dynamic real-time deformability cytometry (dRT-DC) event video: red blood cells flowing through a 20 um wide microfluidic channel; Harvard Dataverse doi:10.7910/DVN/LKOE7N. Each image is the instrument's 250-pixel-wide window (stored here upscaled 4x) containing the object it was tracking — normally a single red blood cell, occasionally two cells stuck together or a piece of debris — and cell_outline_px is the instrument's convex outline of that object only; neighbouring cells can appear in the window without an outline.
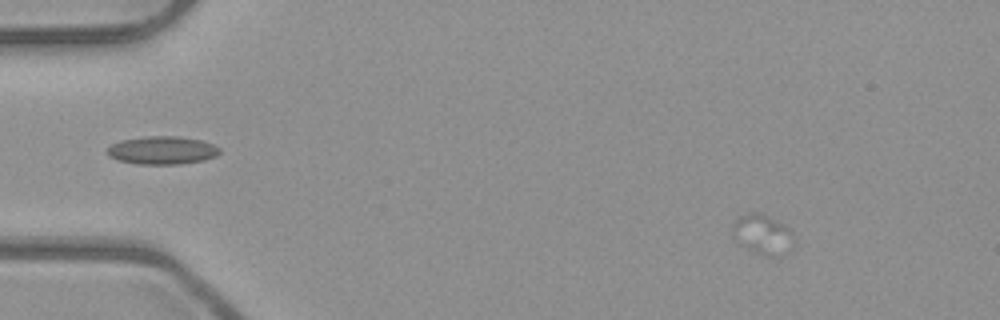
{"species": "common noctule bat (a hibernating species)", "species_latin": "Nyctalus noctula", "temperature_condition": "room temperature", "stored_images_in_passage": 5, "segment_of_instrument_passage": [1, 2], "camera_frame_rate_fps": 3000, "um_per_image_px": 0.085, "animal": {"sex": "male", "body_mass_g": 23.1, "forearm_length_mm": 52.7}, "frame": {"image": 1, "passage_image": 2, "time_ms": 0.333, "image_size_px": [1000, 320], "cell_outline_px": [[796, 244], [792, 248], [768, 256], [756, 252], [740, 244], [736, 240], [732, 228], [732, 224], [740, 216], [752, 212], [760, 212], [784, 224], [792, 232]], "centroid_in_image_um": [64.84, 19.88], "position_along_channel_um": 20.2, "area_um2": 13.87}}
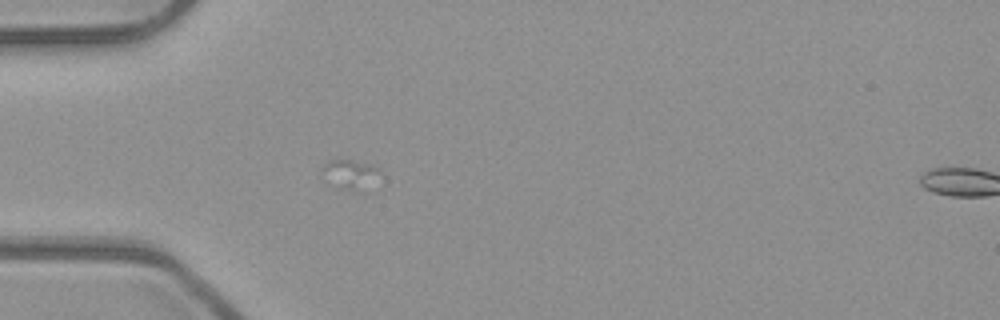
{"frame": {"image": 2, "passage_image": 4, "time_ms": 1.0, "image_size_px": [1000, 320], "cell_outline_px": [[384, 176], [380, 188], [376, 192], [356, 192], [340, 188], [324, 168], [324, 164], [332, 160], [348, 160], [372, 164]], "centroid_in_image_um": [30.16, 14.93], "position_along_channel_um": 54.8, "area_um2": 10.35}}